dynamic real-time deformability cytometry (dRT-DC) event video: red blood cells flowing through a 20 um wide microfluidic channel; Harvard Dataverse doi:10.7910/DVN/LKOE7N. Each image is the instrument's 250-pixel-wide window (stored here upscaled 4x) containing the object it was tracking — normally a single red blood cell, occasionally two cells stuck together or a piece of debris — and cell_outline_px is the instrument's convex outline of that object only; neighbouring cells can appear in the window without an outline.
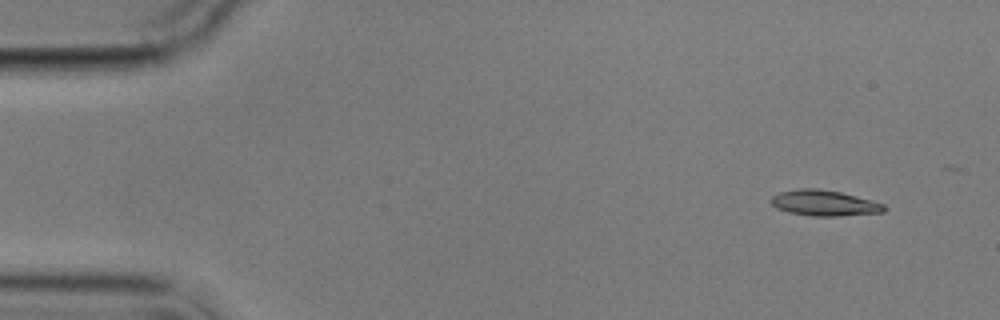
{"species": "common noctule bat (a hibernating species)", "species_latin": "Nyctalus noctula", "temperature_condition": "cold", "stored_images_in_passage": 9, "camera_frame_rate_fps": 3000, "um_per_image_px": 0.085, "animal": {"sex": "male", "body_mass_g": 17.9}, "frame": {"image": 1, "passage_image": 2, "time_ms": 1.333, "image_size_px": [1000, 320], "cell_outline_px": [[888, 208], [884, 212], [840, 216], [812, 216], [788, 212], [776, 208], [768, 200], [772, 196], [780, 192], [800, 188], [816, 188], [840, 192], [872, 200], [884, 204]], "centroid_in_image_um": [70.06, 17.26], "position_along_channel_um": 14.9, "area_um2": 17.05}}
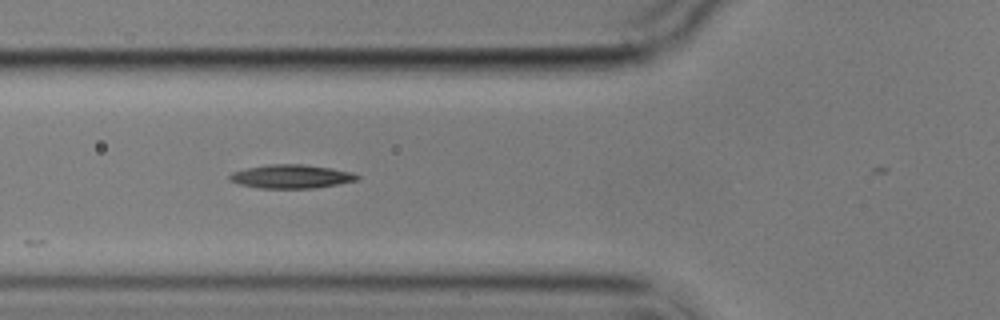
{"frame": {"image": 2, "passage_image": 6, "time_ms": 6.667, "image_size_px": [1000, 320], "cell_outline_px": [[360, 180], [316, 188], [260, 188], [240, 184], [228, 180], [228, 176], [232, 172], [248, 168], [268, 164], [304, 164], [332, 168], [352, 172], [360, 176]], "centroid_in_image_um": [24.79, 15.0], "position_along_channel_um": 101.0, "area_um2": 17.69}}
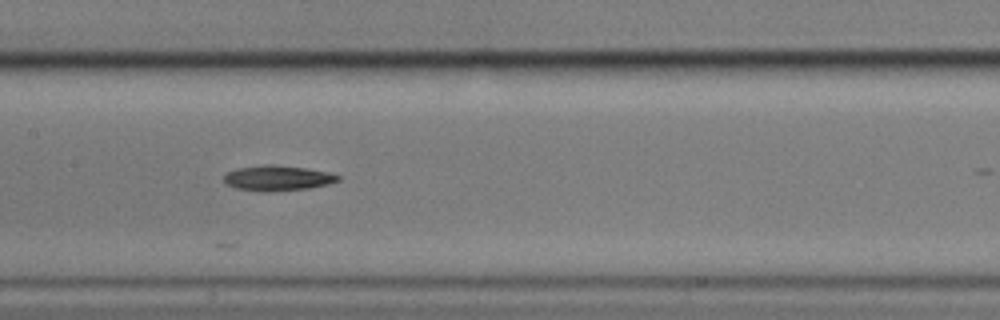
{"frame": {"image": 3, "passage_image": 8, "time_ms": 9.0, "image_size_px": [1000, 320], "cell_outline_px": [[340, 180], [328, 184], [308, 188], [268, 192], [260, 192], [236, 188], [224, 184], [224, 176], [228, 172], [240, 168], [268, 164], [308, 168], [328, 172], [340, 176]], "centroid_in_image_um": [23.59, 15.15], "position_along_channel_um": 183.8, "area_um2": 16.76}}